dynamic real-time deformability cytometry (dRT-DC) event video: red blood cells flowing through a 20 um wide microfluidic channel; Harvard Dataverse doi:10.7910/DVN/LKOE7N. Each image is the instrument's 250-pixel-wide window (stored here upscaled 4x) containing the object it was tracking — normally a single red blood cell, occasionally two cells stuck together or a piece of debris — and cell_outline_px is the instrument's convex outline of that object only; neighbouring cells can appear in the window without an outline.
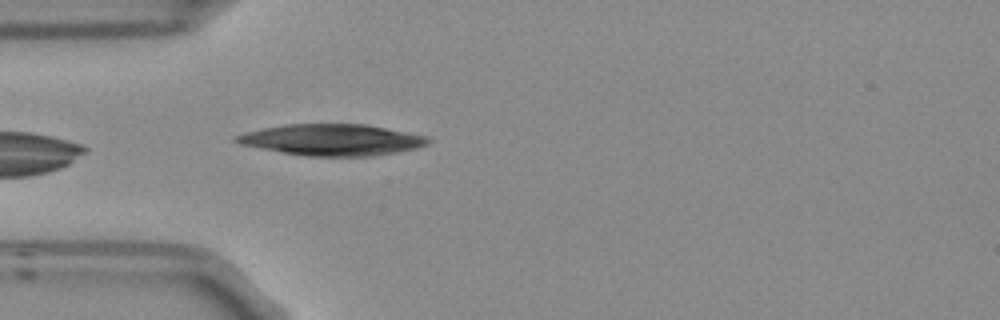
{"species": "Egyptian fruit bat (a non-hibernating species)", "species_latin": "Rousettus aegyptiacus", "temperature_condition": "room temperature", "stored_images_in_passage": 4, "camera_frame_rate_fps": 3000, "um_per_image_px": 0.085, "frame": {"image": 1, "passage_image": 4, "time_ms": 1.0, "image_size_px": [1000, 320], "cell_outline_px": [[432, 140], [428, 144], [416, 148], [396, 152], [372, 156], [308, 156], [260, 148], [240, 144], [232, 140], [232, 136], [244, 132], [284, 124], [368, 124], [428, 136]], "centroid_in_image_um": [28.23, 11.87], "position_along_channel_um": 56.8, "area_um2": 35.08}}